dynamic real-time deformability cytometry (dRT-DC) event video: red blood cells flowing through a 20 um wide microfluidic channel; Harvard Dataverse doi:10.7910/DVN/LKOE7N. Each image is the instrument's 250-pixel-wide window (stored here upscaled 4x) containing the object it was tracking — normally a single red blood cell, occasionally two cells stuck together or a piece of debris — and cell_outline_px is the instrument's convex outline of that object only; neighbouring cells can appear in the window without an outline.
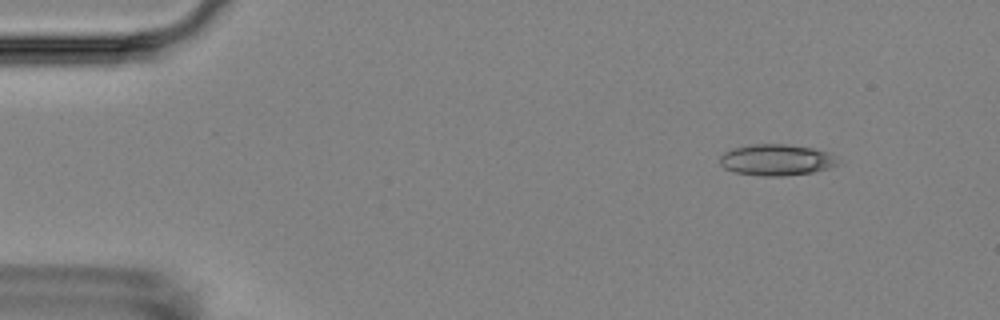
{"species": "Egyptian fruit bat (a non-hibernating species)", "species_latin": "Rousettus aegyptiacus", "temperature_condition": "room temperature", "stored_images_in_passage": 6, "camera_frame_rate_fps": 3000, "um_per_image_px": 0.085, "animal": {"sex": "female"}, "frame": {"image": 1, "passage_image": 2, "time_ms": 1.333, "image_size_px": [1000, 320], "cell_outline_px": [[836, 164], [828, 168], [812, 172], [784, 176], [760, 176], [736, 172], [724, 168], [720, 164], [720, 156], [724, 152], [732, 148], [748, 144], [788, 144], [812, 148], [828, 152]], "centroid_in_image_um": [65.9, 13.58], "position_along_channel_um": 19.1, "area_um2": 21.27}}